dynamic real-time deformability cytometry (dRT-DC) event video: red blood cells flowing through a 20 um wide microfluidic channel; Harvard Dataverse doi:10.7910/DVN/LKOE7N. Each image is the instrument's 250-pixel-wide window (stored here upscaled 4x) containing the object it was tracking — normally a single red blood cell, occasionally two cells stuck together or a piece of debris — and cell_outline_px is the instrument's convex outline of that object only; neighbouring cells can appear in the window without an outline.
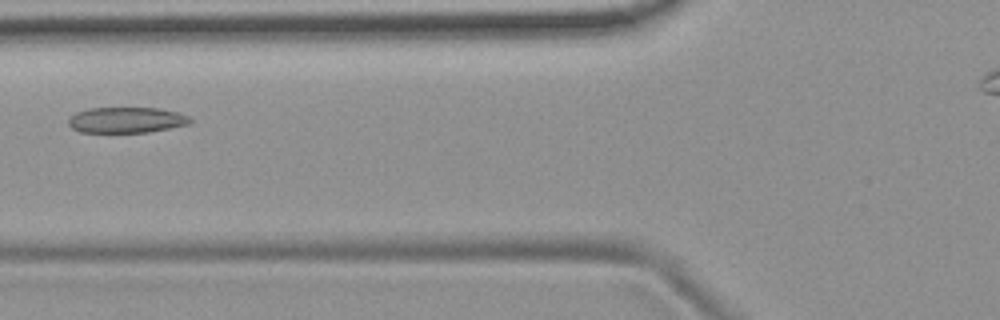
{"species": "common noctule bat (a hibernating species)", "species_latin": "Nyctalus noctula", "temperature_condition": "room temperature", "stored_images_in_passage": 4, "camera_frame_rate_fps": 3000, "um_per_image_px": 0.085, "animal": {"sex": "female", "body_mass_g": 19.9}, "frame": {"image": 1, "passage_image": 4, "time_ms": 4.333, "image_size_px": [1000, 320], "cell_outline_px": [[192, 120], [188, 124], [148, 132], [80, 132], [72, 128], [68, 124], [68, 120], [76, 112], [88, 108], [160, 108], [176, 112], [188, 116]], "centroid_in_image_um": [10.72, 10.19], "position_along_channel_um": 115.1, "area_um2": 18.09}}